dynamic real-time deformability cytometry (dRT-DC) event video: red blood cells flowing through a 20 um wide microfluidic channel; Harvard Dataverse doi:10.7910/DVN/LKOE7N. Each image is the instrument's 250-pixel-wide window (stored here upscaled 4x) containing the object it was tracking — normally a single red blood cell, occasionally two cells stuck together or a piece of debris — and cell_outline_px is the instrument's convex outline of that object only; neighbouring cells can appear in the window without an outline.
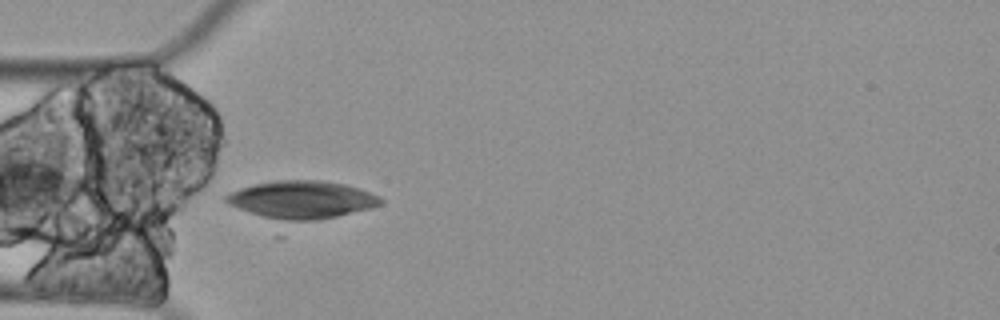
{"species": "Egyptian fruit bat (a non-hibernating species)", "species_latin": "Rousettus aegyptiacus", "temperature_condition": "cold", "stored_images_in_passage": 6, "camera_frame_rate_fps": 3000, "um_per_image_px": 0.085, "animal": {"sex": "female"}, "frame": {"image": 1, "passage_image": 6, "time_ms": 1.667, "image_size_px": [1000, 320], "cell_outline_px": [[384, 200], [380, 204], [372, 208], [320, 220], [288, 224], [284, 224], [228, 204], [224, 200], [224, 196], [240, 188], [256, 184], [276, 180], [320, 180], [344, 184], [380, 196]], "centroid_in_image_um": [25.64, 17.01], "position_along_channel_um": 59.4, "area_um2": 34.45}}